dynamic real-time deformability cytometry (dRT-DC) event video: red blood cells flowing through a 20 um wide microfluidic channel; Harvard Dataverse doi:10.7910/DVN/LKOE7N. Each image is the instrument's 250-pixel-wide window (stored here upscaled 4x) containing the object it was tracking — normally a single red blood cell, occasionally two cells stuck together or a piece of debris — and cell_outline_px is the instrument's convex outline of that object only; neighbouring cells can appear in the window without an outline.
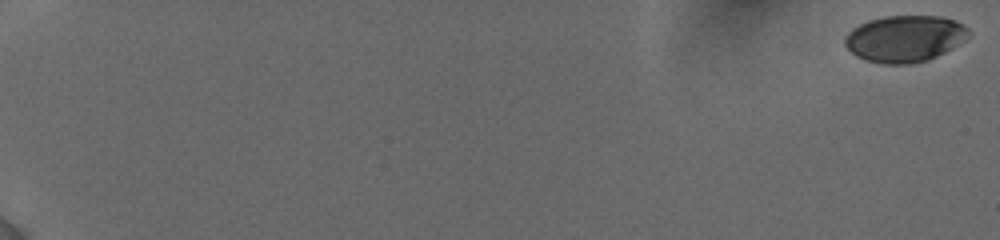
{"species": "human", "species_latin": "Homo sapiens", "temperature_condition": "cold", "stored_images_in_passage": 64, "camera_frame_rate_fps": 3000, "um_per_image_px": 0.085, "donor": {"sex": "female"}, "frame": {"image": 1, "passage_image": 1, "time_ms": 0.0, "image_size_px": [1000, 240], "cell_outline_px": [[972, 32], [964, 40], [952, 48], [928, 60], [908, 64], [880, 64], [864, 60], [856, 56], [844, 44], [844, 40], [848, 32], [852, 28], [868, 20], [884, 16], [940, 16], [956, 20], [964, 24]], "centroid_in_image_um": [76.91, 3.28], "position_along_channel_um": 8.1, "area_um2": 33.81}}
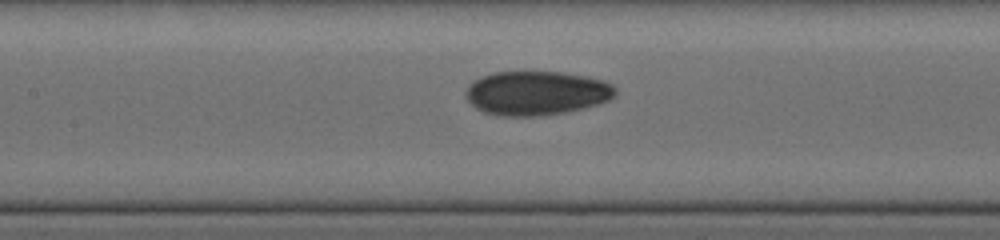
{"frame": {"image": 2, "passage_image": 36, "time_ms": 10.0, "image_size_px": [1000, 240], "cell_outline_px": [[616, 92], [608, 100], [584, 108], [564, 112], [540, 116], [496, 116], [484, 112], [476, 108], [464, 96], [464, 92], [468, 84], [472, 80], [480, 76], [492, 72], [560, 72], [584, 76], [604, 80], [612, 84], [616, 88]], "centroid_in_image_um": [45.54, 7.91], "position_along_channel_um": 161.9, "area_um2": 38.67}}
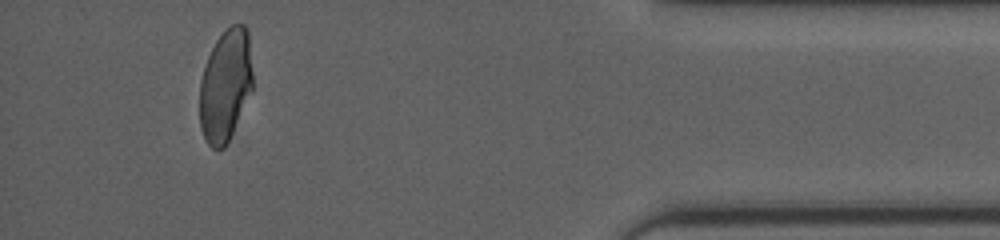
{"frame": {"image": 3, "passage_image": 60, "time_ms": 17.667, "image_size_px": [1000, 240], "cell_outline_px": [[252, 88], [232, 132], [224, 148], [212, 148], [208, 144], [200, 128], [200, 80], [208, 56], [216, 40], [232, 24], [244, 24], [248, 28], [252, 72]], "centroid_in_image_um": [19.16, 7.23], "position_along_channel_um": 416.0, "area_um2": 34.22}, "authors_computed_cell_mechanics": {"area_um2": 36.125, "velocity_mm_per_s": 3.8554, "shape_relaxation_time_tau1_ms": 6.3657, "shape_relaxation_time_tau2_ms": 1.4612, "deformation_change_tau1": 0.1821, "deformation_change_tau2": 0.0481}}